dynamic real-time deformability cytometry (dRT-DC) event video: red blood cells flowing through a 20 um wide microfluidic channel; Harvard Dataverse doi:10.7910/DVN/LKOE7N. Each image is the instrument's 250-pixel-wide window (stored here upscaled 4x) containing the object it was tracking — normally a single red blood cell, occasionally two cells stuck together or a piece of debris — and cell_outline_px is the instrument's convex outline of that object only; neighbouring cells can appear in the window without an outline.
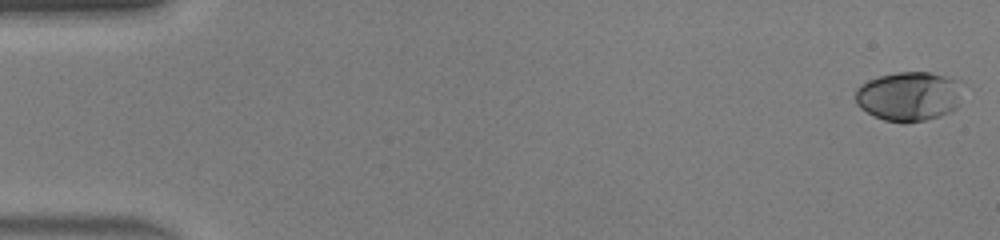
{"species": "human", "species_latin": "Homo sapiens", "temperature_condition": "warm", "stored_images_in_passage": 46, "camera_frame_rate_fps": 3000, "um_per_image_px": 0.085, "donor": {"sex": "male"}, "frame": {"image": 1, "passage_image": 1, "time_ms": 0.0, "image_size_px": [1000, 240], "cell_outline_px": [[960, 80], [956, 108], [940, 116], [908, 124], [904, 124], [884, 120], [860, 108], [856, 104], [856, 88], [860, 84], [868, 80], [880, 76], [896, 72], [928, 72]], "centroid_in_image_um": [77.2, 8.19], "position_along_channel_um": 7.8, "area_um2": 30.69}}
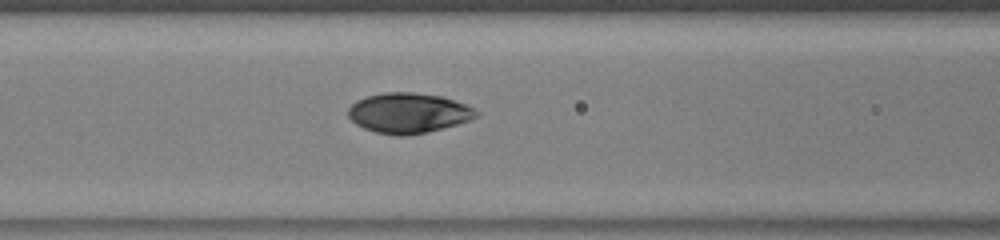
{"frame": {"image": 2, "passage_image": 20, "time_ms": 6.333, "image_size_px": [1000, 240], "cell_outline_px": [[480, 112], [476, 116], [468, 120], [456, 124], [408, 136], [396, 136], [376, 132], [364, 128], [356, 124], [348, 116], [348, 108], [356, 100], [368, 96], [384, 92], [412, 92], [440, 96], [464, 104]], "centroid_in_image_um": [34.66, 9.6], "position_along_channel_um": 131.9, "area_um2": 29.59}}
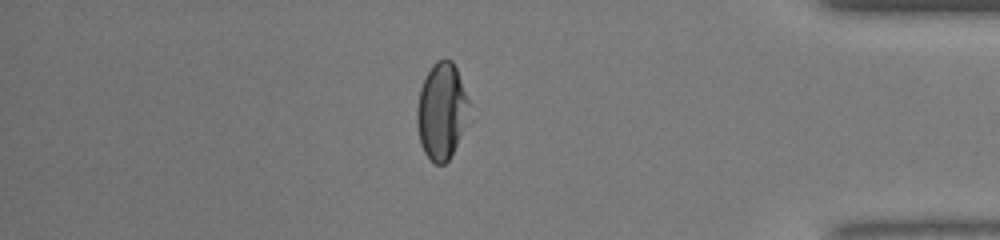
{"frame": {"image": 3, "passage_image": 40, "time_ms": 13.0, "image_size_px": [1000, 240], "cell_outline_px": [[472, 104], [460, 136], [448, 160], [444, 164], [436, 164], [424, 152], [420, 144], [416, 124], [416, 108], [420, 88], [432, 64], [436, 60], [444, 56], [452, 60], [456, 68]], "centroid_in_image_um": [37.53, 9.38], "position_along_channel_um": 397.7, "area_um2": 29.54}, "authors_computed_cell_mechanics": {"area_um2": 29.8537, "velocity_mm_per_s": 4.4676, "shape_relaxation_time_tau1_ms": 3.6376, "shape_relaxation_time_tau2_ms": null, "deformation_change_tau1": 0.18, "deformation_change_tau2": null}}